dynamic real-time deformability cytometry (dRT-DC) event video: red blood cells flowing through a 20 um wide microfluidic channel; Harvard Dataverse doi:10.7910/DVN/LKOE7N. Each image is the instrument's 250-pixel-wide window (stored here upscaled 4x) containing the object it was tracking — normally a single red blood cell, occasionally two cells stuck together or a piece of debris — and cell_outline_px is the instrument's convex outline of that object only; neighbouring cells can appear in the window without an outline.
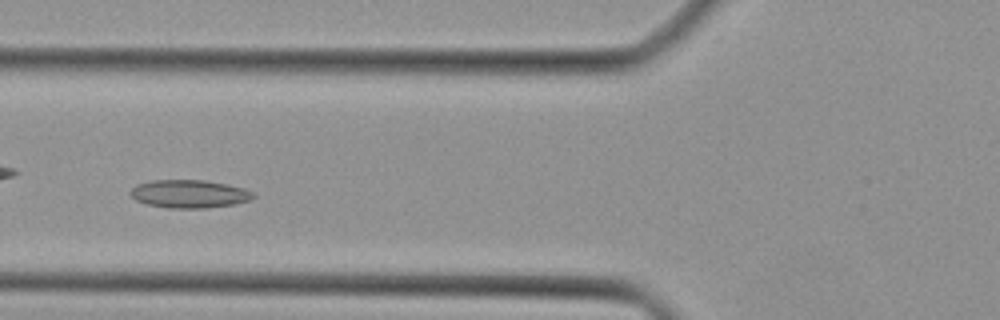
{"species": "Egyptian fruit bat (a non-hibernating species)", "species_latin": "Rousettus aegyptiacus", "temperature_condition": "cold", "stored_images_in_passage": 42, "camera_frame_rate_fps": 3000, "um_per_image_px": 0.085, "animal": {"sex": "female"}, "frame": {"image": 1, "passage_image": 15, "time_ms": 4.667, "image_size_px": [1000, 320], "cell_outline_px": [[256, 196], [248, 200], [232, 204], [204, 208], [168, 208], [148, 204], [136, 200], [128, 192], [136, 184], [152, 180], [204, 180], [244, 188], [256, 192]], "centroid_in_image_um": [16.07, 16.47], "position_along_channel_um": 109.7, "area_um2": 20.0}}
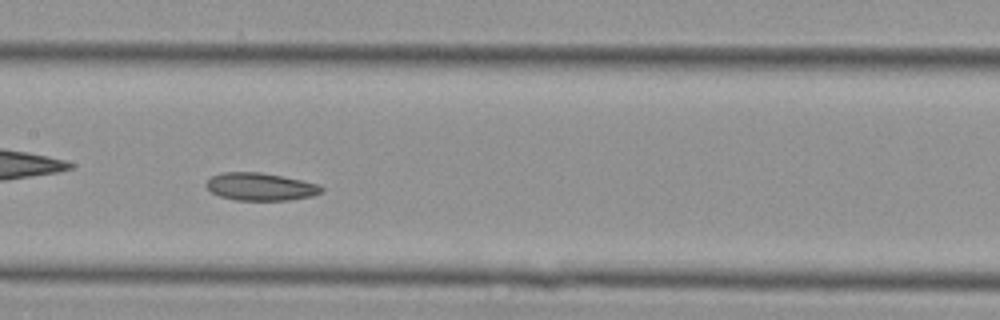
{"frame": {"image": 2, "passage_image": 20, "time_ms": 6.333, "image_size_px": [1000, 320], "cell_outline_px": [[324, 192], [312, 196], [288, 200], [236, 200], [220, 196], [212, 192], [204, 184], [212, 176], [224, 172], [260, 172], [304, 180], [320, 184], [324, 188]], "centroid_in_image_um": [22.19, 15.86], "position_along_channel_um": 185.2, "area_um2": 18.67}}
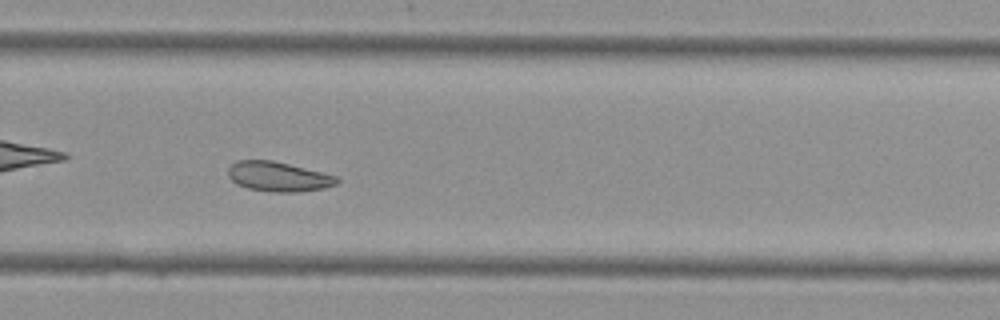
{"frame": {"image": 3, "passage_image": 28, "time_ms": 9.0, "image_size_px": [1000, 320], "cell_outline_px": [[340, 180], [336, 184], [324, 188], [296, 192], [276, 192], [248, 188], [236, 184], [228, 176], [228, 168], [236, 160], [272, 160], [336, 176]], "centroid_in_image_um": [23.63, 15.01], "position_along_channel_um": 306.2, "area_um2": 18.61}}